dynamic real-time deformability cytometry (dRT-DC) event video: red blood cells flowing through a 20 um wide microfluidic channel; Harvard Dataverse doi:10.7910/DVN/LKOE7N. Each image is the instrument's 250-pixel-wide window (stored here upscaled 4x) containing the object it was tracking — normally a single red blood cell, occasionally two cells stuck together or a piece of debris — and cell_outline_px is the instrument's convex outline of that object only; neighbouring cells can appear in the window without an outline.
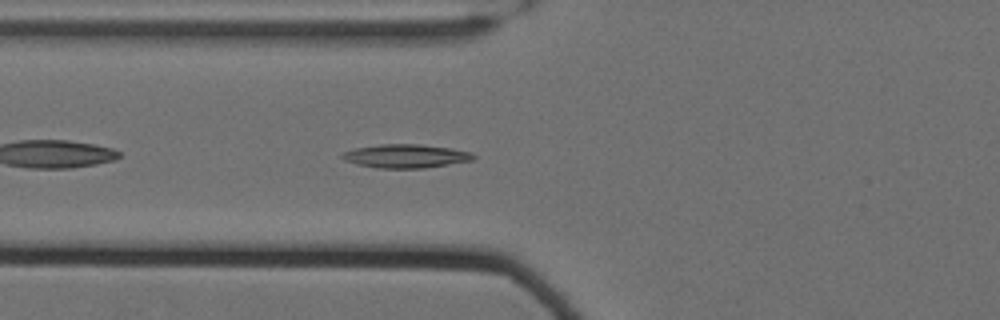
{"species": "Egyptian fruit bat (a non-hibernating species)", "species_latin": "Rousettus aegyptiacus", "temperature_condition": "cold", "stored_images_in_passage": 40, "camera_frame_rate_fps": 3000, "um_per_image_px": 0.085, "animal": {"sex": "female"}, "frame": {"image": 1, "passage_image": 5, "time_ms": 1.333, "image_size_px": [1000, 320], "cell_outline_px": [[476, 156], [472, 160], [424, 168], [376, 168], [356, 164], [344, 160], [340, 156], [344, 152], [356, 148], [384, 144], [420, 144], [452, 148], [472, 152]], "centroid_in_image_um": [34.5, 13.26], "position_along_channel_um": 91.3, "area_um2": 17.98}}
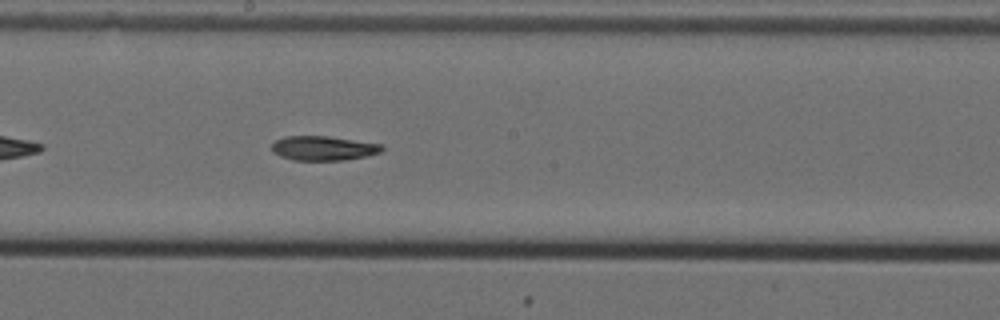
{"frame": {"image": 2, "passage_image": 16, "time_ms": 5.0, "image_size_px": [1000, 320], "cell_outline_px": [[384, 148], [380, 152], [368, 156], [344, 160], [292, 160], [280, 156], [272, 152], [272, 144], [276, 140], [284, 136], [328, 136], [380, 144]], "centroid_in_image_um": [27.46, 12.6], "position_along_channel_um": 220.7, "area_um2": 15.66}}
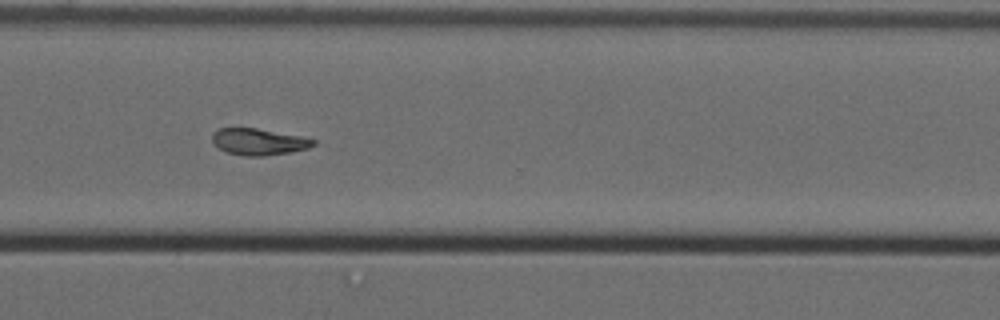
{"frame": {"image": 3, "passage_image": 27, "time_ms": 8.667, "image_size_px": [1000, 320], "cell_outline_px": [[316, 144], [308, 148], [288, 152], [264, 156], [244, 156], [228, 152], [212, 144], [212, 132], [220, 128], [256, 128], [300, 136], [316, 140]], "centroid_in_image_um": [21.96, 12.04], "position_along_channel_um": 348.6, "area_um2": 15.55}}